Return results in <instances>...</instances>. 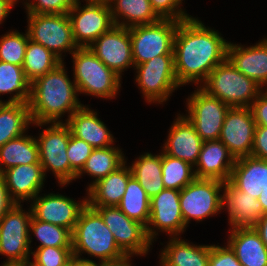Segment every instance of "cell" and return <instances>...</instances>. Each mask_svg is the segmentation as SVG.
<instances>
[{"mask_svg":"<svg viewBox=\"0 0 267 266\" xmlns=\"http://www.w3.org/2000/svg\"><path fill=\"white\" fill-rule=\"evenodd\" d=\"M209 266H243L236 258L235 252L225 246L210 245Z\"/></svg>","mask_w":267,"mask_h":266,"instance_id":"obj_44","label":"cell"},{"mask_svg":"<svg viewBox=\"0 0 267 266\" xmlns=\"http://www.w3.org/2000/svg\"><path fill=\"white\" fill-rule=\"evenodd\" d=\"M222 191V210L228 211L231 229L254 227L263 215L258 199L236 189L229 181L224 182Z\"/></svg>","mask_w":267,"mask_h":266,"instance_id":"obj_21","label":"cell"},{"mask_svg":"<svg viewBox=\"0 0 267 266\" xmlns=\"http://www.w3.org/2000/svg\"><path fill=\"white\" fill-rule=\"evenodd\" d=\"M255 129L251 108L233 107L225 115L219 140L235 159L251 156Z\"/></svg>","mask_w":267,"mask_h":266,"instance_id":"obj_17","label":"cell"},{"mask_svg":"<svg viewBox=\"0 0 267 266\" xmlns=\"http://www.w3.org/2000/svg\"><path fill=\"white\" fill-rule=\"evenodd\" d=\"M62 62L53 52L28 39L22 68L30 83L53 70Z\"/></svg>","mask_w":267,"mask_h":266,"instance_id":"obj_35","label":"cell"},{"mask_svg":"<svg viewBox=\"0 0 267 266\" xmlns=\"http://www.w3.org/2000/svg\"><path fill=\"white\" fill-rule=\"evenodd\" d=\"M136 159L129 167L132 175L151 199L165 189L162 180V152L157 155L145 152Z\"/></svg>","mask_w":267,"mask_h":266,"instance_id":"obj_31","label":"cell"},{"mask_svg":"<svg viewBox=\"0 0 267 266\" xmlns=\"http://www.w3.org/2000/svg\"><path fill=\"white\" fill-rule=\"evenodd\" d=\"M37 266H65L73 256L72 247H43L31 252Z\"/></svg>","mask_w":267,"mask_h":266,"instance_id":"obj_40","label":"cell"},{"mask_svg":"<svg viewBox=\"0 0 267 266\" xmlns=\"http://www.w3.org/2000/svg\"><path fill=\"white\" fill-rule=\"evenodd\" d=\"M179 21L160 19L151 24L129 28L134 65L143 64L155 56L174 55L173 43Z\"/></svg>","mask_w":267,"mask_h":266,"instance_id":"obj_8","label":"cell"},{"mask_svg":"<svg viewBox=\"0 0 267 266\" xmlns=\"http://www.w3.org/2000/svg\"><path fill=\"white\" fill-rule=\"evenodd\" d=\"M227 59L238 71L262 88L267 85V40L265 38L247 47L229 42Z\"/></svg>","mask_w":267,"mask_h":266,"instance_id":"obj_22","label":"cell"},{"mask_svg":"<svg viewBox=\"0 0 267 266\" xmlns=\"http://www.w3.org/2000/svg\"><path fill=\"white\" fill-rule=\"evenodd\" d=\"M1 266H27V261L7 263L4 261Z\"/></svg>","mask_w":267,"mask_h":266,"instance_id":"obj_53","label":"cell"},{"mask_svg":"<svg viewBox=\"0 0 267 266\" xmlns=\"http://www.w3.org/2000/svg\"><path fill=\"white\" fill-rule=\"evenodd\" d=\"M163 152L195 166L201 152L203 140L185 115L180 113L169 129Z\"/></svg>","mask_w":267,"mask_h":266,"instance_id":"obj_19","label":"cell"},{"mask_svg":"<svg viewBox=\"0 0 267 266\" xmlns=\"http://www.w3.org/2000/svg\"><path fill=\"white\" fill-rule=\"evenodd\" d=\"M108 3L112 20L117 26L130 28L161 19L153 10L150 0H108Z\"/></svg>","mask_w":267,"mask_h":266,"instance_id":"obj_29","label":"cell"},{"mask_svg":"<svg viewBox=\"0 0 267 266\" xmlns=\"http://www.w3.org/2000/svg\"><path fill=\"white\" fill-rule=\"evenodd\" d=\"M20 1V0H19ZM18 0H0V24L4 22V20L8 17L10 14V11Z\"/></svg>","mask_w":267,"mask_h":266,"instance_id":"obj_48","label":"cell"},{"mask_svg":"<svg viewBox=\"0 0 267 266\" xmlns=\"http://www.w3.org/2000/svg\"><path fill=\"white\" fill-rule=\"evenodd\" d=\"M236 159L220 140L204 141L194 166L196 178L229 181Z\"/></svg>","mask_w":267,"mask_h":266,"instance_id":"obj_23","label":"cell"},{"mask_svg":"<svg viewBox=\"0 0 267 266\" xmlns=\"http://www.w3.org/2000/svg\"><path fill=\"white\" fill-rule=\"evenodd\" d=\"M102 262L96 263L93 260L87 258H81L73 255V266H100Z\"/></svg>","mask_w":267,"mask_h":266,"instance_id":"obj_50","label":"cell"},{"mask_svg":"<svg viewBox=\"0 0 267 266\" xmlns=\"http://www.w3.org/2000/svg\"><path fill=\"white\" fill-rule=\"evenodd\" d=\"M29 35L13 30L0 38V61L22 66Z\"/></svg>","mask_w":267,"mask_h":266,"instance_id":"obj_39","label":"cell"},{"mask_svg":"<svg viewBox=\"0 0 267 266\" xmlns=\"http://www.w3.org/2000/svg\"><path fill=\"white\" fill-rule=\"evenodd\" d=\"M84 1H108V0H84Z\"/></svg>","mask_w":267,"mask_h":266,"instance_id":"obj_56","label":"cell"},{"mask_svg":"<svg viewBox=\"0 0 267 266\" xmlns=\"http://www.w3.org/2000/svg\"><path fill=\"white\" fill-rule=\"evenodd\" d=\"M200 87L230 108L250 107L264 91L255 81L238 71L228 59L218 64Z\"/></svg>","mask_w":267,"mask_h":266,"instance_id":"obj_5","label":"cell"},{"mask_svg":"<svg viewBox=\"0 0 267 266\" xmlns=\"http://www.w3.org/2000/svg\"><path fill=\"white\" fill-rule=\"evenodd\" d=\"M29 232L40 242L37 248L72 247V233L64 227L35 219L30 220Z\"/></svg>","mask_w":267,"mask_h":266,"instance_id":"obj_38","label":"cell"},{"mask_svg":"<svg viewBox=\"0 0 267 266\" xmlns=\"http://www.w3.org/2000/svg\"><path fill=\"white\" fill-rule=\"evenodd\" d=\"M14 204L8 195L4 177L0 174V219Z\"/></svg>","mask_w":267,"mask_h":266,"instance_id":"obj_47","label":"cell"},{"mask_svg":"<svg viewBox=\"0 0 267 266\" xmlns=\"http://www.w3.org/2000/svg\"><path fill=\"white\" fill-rule=\"evenodd\" d=\"M183 0H150L155 13L161 19L183 21L193 16L189 15L180 6ZM180 8V9H179Z\"/></svg>","mask_w":267,"mask_h":266,"instance_id":"obj_43","label":"cell"},{"mask_svg":"<svg viewBox=\"0 0 267 266\" xmlns=\"http://www.w3.org/2000/svg\"><path fill=\"white\" fill-rule=\"evenodd\" d=\"M33 163H40L35 136L24 134L0 147V174L11 167Z\"/></svg>","mask_w":267,"mask_h":266,"instance_id":"obj_30","label":"cell"},{"mask_svg":"<svg viewBox=\"0 0 267 266\" xmlns=\"http://www.w3.org/2000/svg\"><path fill=\"white\" fill-rule=\"evenodd\" d=\"M128 218L140 222L145 227L150 217V198L132 175L120 204L117 206Z\"/></svg>","mask_w":267,"mask_h":266,"instance_id":"obj_36","label":"cell"},{"mask_svg":"<svg viewBox=\"0 0 267 266\" xmlns=\"http://www.w3.org/2000/svg\"><path fill=\"white\" fill-rule=\"evenodd\" d=\"M221 33L205 27L196 17L179 21L174 36L173 54L177 81L182 87L188 83L199 86L210 72L227 59L229 42Z\"/></svg>","mask_w":267,"mask_h":266,"instance_id":"obj_1","label":"cell"},{"mask_svg":"<svg viewBox=\"0 0 267 266\" xmlns=\"http://www.w3.org/2000/svg\"><path fill=\"white\" fill-rule=\"evenodd\" d=\"M22 206L15 203L0 219V254L7 256V263L30 260L32 211L25 212Z\"/></svg>","mask_w":267,"mask_h":266,"instance_id":"obj_10","label":"cell"},{"mask_svg":"<svg viewBox=\"0 0 267 266\" xmlns=\"http://www.w3.org/2000/svg\"><path fill=\"white\" fill-rule=\"evenodd\" d=\"M71 237L74 256L81 257L83 253H87L102 263L128 257L116 244L101 215L88 204L81 211Z\"/></svg>","mask_w":267,"mask_h":266,"instance_id":"obj_3","label":"cell"},{"mask_svg":"<svg viewBox=\"0 0 267 266\" xmlns=\"http://www.w3.org/2000/svg\"><path fill=\"white\" fill-rule=\"evenodd\" d=\"M195 178L193 166L162 151V180L165 189L181 190Z\"/></svg>","mask_w":267,"mask_h":266,"instance_id":"obj_37","label":"cell"},{"mask_svg":"<svg viewBox=\"0 0 267 266\" xmlns=\"http://www.w3.org/2000/svg\"><path fill=\"white\" fill-rule=\"evenodd\" d=\"M26 14L29 39L41 44L62 61V53L72 54L78 48L68 14Z\"/></svg>","mask_w":267,"mask_h":266,"instance_id":"obj_7","label":"cell"},{"mask_svg":"<svg viewBox=\"0 0 267 266\" xmlns=\"http://www.w3.org/2000/svg\"><path fill=\"white\" fill-rule=\"evenodd\" d=\"M30 92L31 83L26 78L22 66L0 61V96L14 94L8 101L0 100V103H28Z\"/></svg>","mask_w":267,"mask_h":266,"instance_id":"obj_34","label":"cell"},{"mask_svg":"<svg viewBox=\"0 0 267 266\" xmlns=\"http://www.w3.org/2000/svg\"><path fill=\"white\" fill-rule=\"evenodd\" d=\"M73 81L78 93L113 99L121 88V77L109 69L89 47H78L72 54Z\"/></svg>","mask_w":267,"mask_h":266,"instance_id":"obj_4","label":"cell"},{"mask_svg":"<svg viewBox=\"0 0 267 266\" xmlns=\"http://www.w3.org/2000/svg\"><path fill=\"white\" fill-rule=\"evenodd\" d=\"M258 201L261 203L263 215L267 213V185L262 187Z\"/></svg>","mask_w":267,"mask_h":266,"instance_id":"obj_51","label":"cell"},{"mask_svg":"<svg viewBox=\"0 0 267 266\" xmlns=\"http://www.w3.org/2000/svg\"><path fill=\"white\" fill-rule=\"evenodd\" d=\"M138 87L148 103L163 104L180 87L174 68V55H159L136 65Z\"/></svg>","mask_w":267,"mask_h":266,"instance_id":"obj_9","label":"cell"},{"mask_svg":"<svg viewBox=\"0 0 267 266\" xmlns=\"http://www.w3.org/2000/svg\"><path fill=\"white\" fill-rule=\"evenodd\" d=\"M65 266H73V256L71 257L70 262L67 265H65Z\"/></svg>","mask_w":267,"mask_h":266,"instance_id":"obj_55","label":"cell"},{"mask_svg":"<svg viewBox=\"0 0 267 266\" xmlns=\"http://www.w3.org/2000/svg\"><path fill=\"white\" fill-rule=\"evenodd\" d=\"M2 176L10 199L18 204L25 200L32 202L42 192L46 178L40 163L11 167L5 170Z\"/></svg>","mask_w":267,"mask_h":266,"instance_id":"obj_20","label":"cell"},{"mask_svg":"<svg viewBox=\"0 0 267 266\" xmlns=\"http://www.w3.org/2000/svg\"><path fill=\"white\" fill-rule=\"evenodd\" d=\"M130 259L131 257L128 256L127 258L120 261L101 263L100 266H132Z\"/></svg>","mask_w":267,"mask_h":266,"instance_id":"obj_52","label":"cell"},{"mask_svg":"<svg viewBox=\"0 0 267 266\" xmlns=\"http://www.w3.org/2000/svg\"><path fill=\"white\" fill-rule=\"evenodd\" d=\"M89 49L121 78L127 68L135 67L129 28L114 25L100 35Z\"/></svg>","mask_w":267,"mask_h":266,"instance_id":"obj_16","label":"cell"},{"mask_svg":"<svg viewBox=\"0 0 267 266\" xmlns=\"http://www.w3.org/2000/svg\"><path fill=\"white\" fill-rule=\"evenodd\" d=\"M73 136L84 140L94 149L113 146L114 136L103 121L97 116V112L83 105L76 110L65 122Z\"/></svg>","mask_w":267,"mask_h":266,"instance_id":"obj_24","label":"cell"},{"mask_svg":"<svg viewBox=\"0 0 267 266\" xmlns=\"http://www.w3.org/2000/svg\"><path fill=\"white\" fill-rule=\"evenodd\" d=\"M229 182L241 192L259 198L267 185V161L253 156L236 159Z\"/></svg>","mask_w":267,"mask_h":266,"instance_id":"obj_26","label":"cell"},{"mask_svg":"<svg viewBox=\"0 0 267 266\" xmlns=\"http://www.w3.org/2000/svg\"><path fill=\"white\" fill-rule=\"evenodd\" d=\"M125 162L126 158L124 153L116 146L93 149L91 155L86 160L84 167L77 174L76 179L83 174L95 178L87 187L88 190L94 183L116 171Z\"/></svg>","mask_w":267,"mask_h":266,"instance_id":"obj_33","label":"cell"},{"mask_svg":"<svg viewBox=\"0 0 267 266\" xmlns=\"http://www.w3.org/2000/svg\"><path fill=\"white\" fill-rule=\"evenodd\" d=\"M227 244L243 266H267V247L254 227L229 230Z\"/></svg>","mask_w":267,"mask_h":266,"instance_id":"obj_27","label":"cell"},{"mask_svg":"<svg viewBox=\"0 0 267 266\" xmlns=\"http://www.w3.org/2000/svg\"><path fill=\"white\" fill-rule=\"evenodd\" d=\"M186 228L180 207V190L164 189L150 199L146 234L151 242L154 243L157 231L167 232L170 237H179Z\"/></svg>","mask_w":267,"mask_h":266,"instance_id":"obj_15","label":"cell"},{"mask_svg":"<svg viewBox=\"0 0 267 266\" xmlns=\"http://www.w3.org/2000/svg\"><path fill=\"white\" fill-rule=\"evenodd\" d=\"M73 38L78 47H89L100 35L114 26L108 1L75 0L68 12Z\"/></svg>","mask_w":267,"mask_h":266,"instance_id":"obj_12","label":"cell"},{"mask_svg":"<svg viewBox=\"0 0 267 266\" xmlns=\"http://www.w3.org/2000/svg\"><path fill=\"white\" fill-rule=\"evenodd\" d=\"M33 1L26 0V2H24L27 13L68 14V12L73 7V4L75 2V0H33Z\"/></svg>","mask_w":267,"mask_h":266,"instance_id":"obj_41","label":"cell"},{"mask_svg":"<svg viewBox=\"0 0 267 266\" xmlns=\"http://www.w3.org/2000/svg\"><path fill=\"white\" fill-rule=\"evenodd\" d=\"M94 148L84 140L73 136L70 132L67 157L70 167L78 174L84 167L86 160Z\"/></svg>","mask_w":267,"mask_h":266,"instance_id":"obj_42","label":"cell"},{"mask_svg":"<svg viewBox=\"0 0 267 266\" xmlns=\"http://www.w3.org/2000/svg\"><path fill=\"white\" fill-rule=\"evenodd\" d=\"M251 156L267 161V127L256 125Z\"/></svg>","mask_w":267,"mask_h":266,"instance_id":"obj_45","label":"cell"},{"mask_svg":"<svg viewBox=\"0 0 267 266\" xmlns=\"http://www.w3.org/2000/svg\"><path fill=\"white\" fill-rule=\"evenodd\" d=\"M84 198L76 202L62 194H38L30 205L32 216L40 221L67 228L72 233L81 211L88 204L87 196Z\"/></svg>","mask_w":267,"mask_h":266,"instance_id":"obj_18","label":"cell"},{"mask_svg":"<svg viewBox=\"0 0 267 266\" xmlns=\"http://www.w3.org/2000/svg\"><path fill=\"white\" fill-rule=\"evenodd\" d=\"M27 266H37V265H35L33 262H31V260L29 261H27Z\"/></svg>","mask_w":267,"mask_h":266,"instance_id":"obj_54","label":"cell"},{"mask_svg":"<svg viewBox=\"0 0 267 266\" xmlns=\"http://www.w3.org/2000/svg\"><path fill=\"white\" fill-rule=\"evenodd\" d=\"M210 245H194L180 237H170L161 251L160 266H209Z\"/></svg>","mask_w":267,"mask_h":266,"instance_id":"obj_28","label":"cell"},{"mask_svg":"<svg viewBox=\"0 0 267 266\" xmlns=\"http://www.w3.org/2000/svg\"><path fill=\"white\" fill-rule=\"evenodd\" d=\"M126 163L86 190L87 203L91 208L118 206L120 204L128 179L132 176L131 169Z\"/></svg>","mask_w":267,"mask_h":266,"instance_id":"obj_25","label":"cell"},{"mask_svg":"<svg viewBox=\"0 0 267 266\" xmlns=\"http://www.w3.org/2000/svg\"><path fill=\"white\" fill-rule=\"evenodd\" d=\"M250 108L255 124L267 127V95L263 91L252 102Z\"/></svg>","mask_w":267,"mask_h":266,"instance_id":"obj_46","label":"cell"},{"mask_svg":"<svg viewBox=\"0 0 267 266\" xmlns=\"http://www.w3.org/2000/svg\"><path fill=\"white\" fill-rule=\"evenodd\" d=\"M35 126L51 124L37 137L39 146V161L46 177V172L52 171L60 186L72 183L77 173L70 167L67 157L70 129L64 122L32 123Z\"/></svg>","mask_w":267,"mask_h":266,"instance_id":"obj_6","label":"cell"},{"mask_svg":"<svg viewBox=\"0 0 267 266\" xmlns=\"http://www.w3.org/2000/svg\"><path fill=\"white\" fill-rule=\"evenodd\" d=\"M75 82L68 78L64 62L31 83L29 110L32 123L64 122L61 116H70L84 104L77 98Z\"/></svg>","mask_w":267,"mask_h":266,"instance_id":"obj_2","label":"cell"},{"mask_svg":"<svg viewBox=\"0 0 267 266\" xmlns=\"http://www.w3.org/2000/svg\"><path fill=\"white\" fill-rule=\"evenodd\" d=\"M224 182L216 179L195 178L180 190V207L186 227L191 219L203 221L222 211Z\"/></svg>","mask_w":267,"mask_h":266,"instance_id":"obj_11","label":"cell"},{"mask_svg":"<svg viewBox=\"0 0 267 266\" xmlns=\"http://www.w3.org/2000/svg\"><path fill=\"white\" fill-rule=\"evenodd\" d=\"M104 223L113 234L119 248L129 257L148 254L152 242L146 234V227L128 218L117 206L95 207Z\"/></svg>","mask_w":267,"mask_h":266,"instance_id":"obj_14","label":"cell"},{"mask_svg":"<svg viewBox=\"0 0 267 266\" xmlns=\"http://www.w3.org/2000/svg\"><path fill=\"white\" fill-rule=\"evenodd\" d=\"M187 100L185 116L203 141L219 140L224 118L230 109L216 97L210 96L200 86Z\"/></svg>","mask_w":267,"mask_h":266,"instance_id":"obj_13","label":"cell"},{"mask_svg":"<svg viewBox=\"0 0 267 266\" xmlns=\"http://www.w3.org/2000/svg\"><path fill=\"white\" fill-rule=\"evenodd\" d=\"M30 124L28 103H0V147L26 134Z\"/></svg>","mask_w":267,"mask_h":266,"instance_id":"obj_32","label":"cell"},{"mask_svg":"<svg viewBox=\"0 0 267 266\" xmlns=\"http://www.w3.org/2000/svg\"><path fill=\"white\" fill-rule=\"evenodd\" d=\"M254 229L259 233L261 240L267 247V213L262 215L259 221L255 224Z\"/></svg>","mask_w":267,"mask_h":266,"instance_id":"obj_49","label":"cell"}]
</instances>
